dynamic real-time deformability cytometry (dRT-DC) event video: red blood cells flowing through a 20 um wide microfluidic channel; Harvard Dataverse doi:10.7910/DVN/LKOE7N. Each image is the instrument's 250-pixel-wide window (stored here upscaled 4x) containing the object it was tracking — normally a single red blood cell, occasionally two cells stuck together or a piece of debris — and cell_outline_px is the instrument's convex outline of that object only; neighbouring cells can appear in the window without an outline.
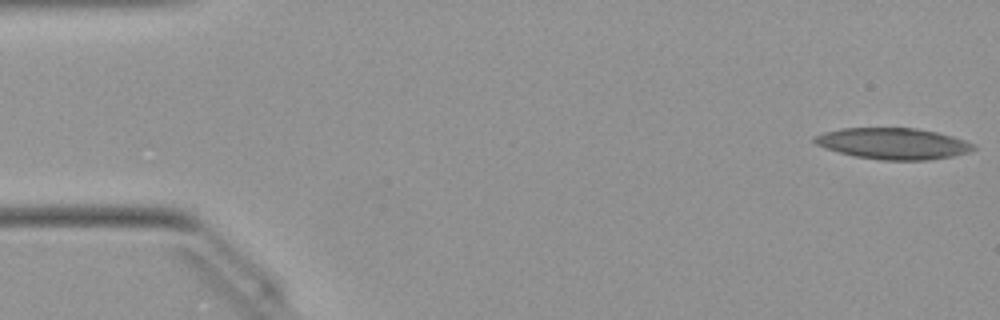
{"species": "Egyptian fruit bat (a non-hibernating species)", "species_latin": "Rousettus aegyptiacus", "temperature_condition": "warm", "stored_images_in_passage": 14, "camera_frame_rate_fps": 3000, "um_per_image_px": 0.085, "animal": {"sex": "female"}, "frame": {"image": 1, "passage_image": 1, "time_ms": 0.0, "image_size_px": [1000, 320], "cell_outline_px": [[976, 148], [968, 152], [952, 156], [928, 160], [880, 160], [856, 156], [840, 152], [816, 144], [812, 140], [812, 136], [824, 132], [840, 128], [916, 128], [936, 132], [952, 136], [976, 144]], "centroid_in_image_um": [75.92, 12.2], "position_along_channel_um": 9.1, "area_um2": 28.84}}
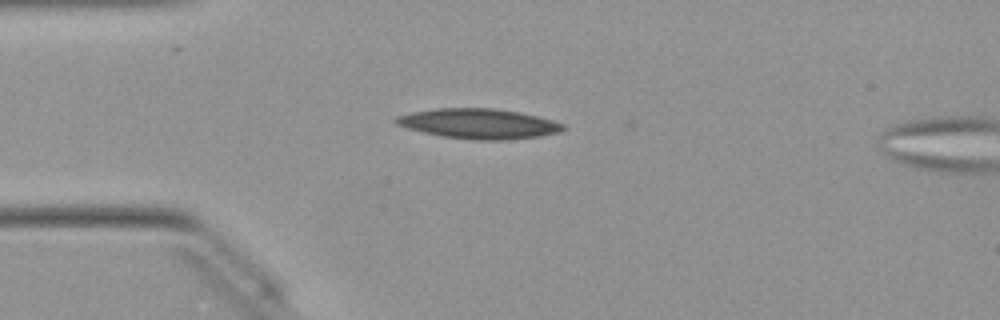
{"frame": {"image": 2, "passage_image": 12, "time_ms": 3.667, "image_size_px": [1000, 320], "cell_outline_px": [[564, 128], [560, 132], [540, 136], [508, 140], [472, 140], [440, 136], [408, 128], [396, 124], [392, 120], [396, 116], [412, 112], [436, 108], [492, 108], [520, 112], [552, 120], [564, 124]], "centroid_in_image_um": [40.68, 10.52], "position_along_channel_um": 44.3, "area_um2": 29.3}}